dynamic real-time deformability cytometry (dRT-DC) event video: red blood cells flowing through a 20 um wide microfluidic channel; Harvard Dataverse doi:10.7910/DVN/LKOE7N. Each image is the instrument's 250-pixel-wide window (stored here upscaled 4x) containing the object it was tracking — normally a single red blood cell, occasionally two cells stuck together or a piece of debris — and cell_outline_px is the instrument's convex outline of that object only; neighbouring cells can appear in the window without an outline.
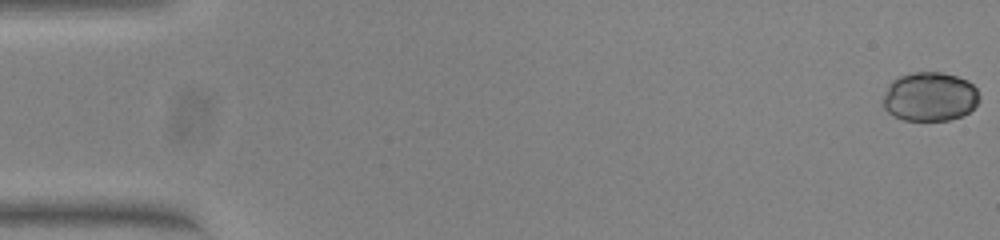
{"species": "common noctule bat (a hibernating species)", "species_latin": "Nyctalus noctula", "temperature_condition": "warm", "stored_images_in_passage": 7, "camera_frame_rate_fps": 3000, "um_per_image_px": 0.085, "animal": {"sex": "female", "body_mass_g": 23.0, "forearm_length_mm": 53.4}, "frame": {"image": 1, "passage_image": 1, "time_ms": 0.0, "image_size_px": [1000, 240], "cell_outline_px": [[980, 100], [968, 112], [960, 116], [948, 120], [904, 120], [888, 112], [884, 108], [880, 100], [888, 84], [892, 80], [900, 76], [912, 72], [940, 72], [956, 76], [968, 80], [976, 88], [980, 96]], "centroid_in_image_um": [79.0, 8.21], "position_along_channel_um": 6.0, "area_um2": 27.74}}